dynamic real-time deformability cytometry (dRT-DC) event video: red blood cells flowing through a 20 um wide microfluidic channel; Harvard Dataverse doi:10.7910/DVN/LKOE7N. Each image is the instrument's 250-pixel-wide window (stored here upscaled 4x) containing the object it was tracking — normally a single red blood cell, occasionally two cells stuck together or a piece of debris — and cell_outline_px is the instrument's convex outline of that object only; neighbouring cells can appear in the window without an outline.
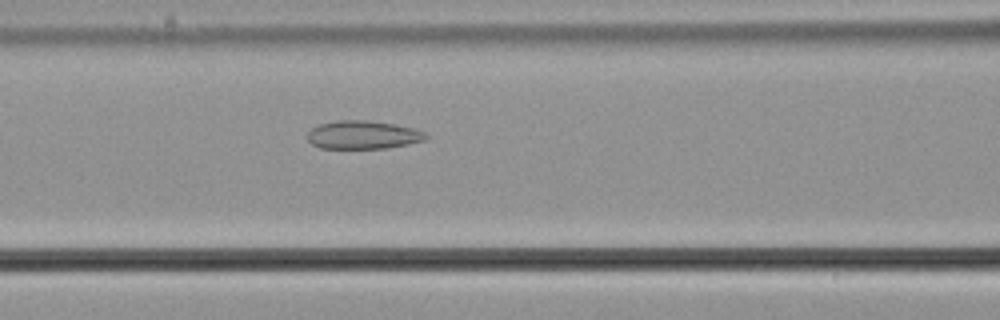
{"species": "common noctule bat (a hibernating species)", "species_latin": "Nyctalus noctula", "temperature_condition": "cold", "stored_images_in_passage": 35, "camera_frame_rate_fps": 3000, "um_per_image_px": 0.085, "animal": {"sex": "male", "body_mass_g": 21.5, "forearm_length_mm": 52.0}, "frame": {"image": 1, "passage_image": 11, "time_ms": 3.333, "image_size_px": [1000, 320], "cell_outline_px": [[428, 136], [424, 140], [408, 144], [388, 148], [320, 148], [312, 144], [308, 140], [308, 132], [312, 128], [320, 124], [336, 120], [368, 120], [416, 128], [424, 132]], "centroid_in_image_um": [30.86, 11.46], "position_along_channel_um": 135.7, "area_um2": 19.48}}
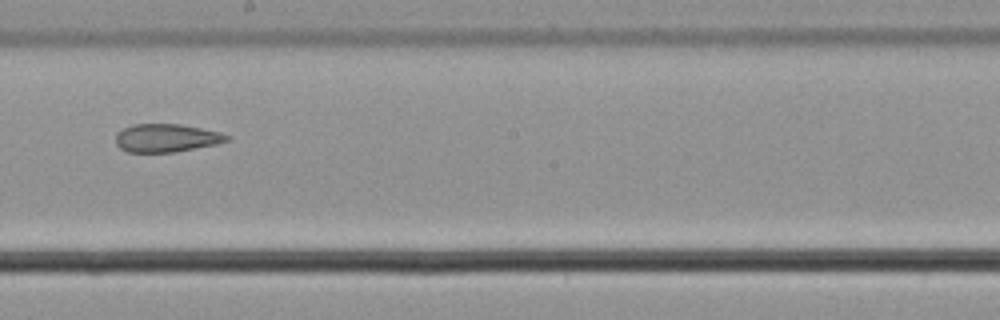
{"frame": {"image": 2, "passage_image": 19, "time_ms": 6.0, "image_size_px": [1000, 320], "cell_outline_px": [[232, 136], [228, 140], [216, 144], [172, 152], [128, 152], [120, 148], [116, 144], [116, 132], [132, 124], [180, 124], [220, 132]], "centroid_in_image_um": [14.12, 11.72], "position_along_channel_um": 234.1, "area_um2": 18.15}}
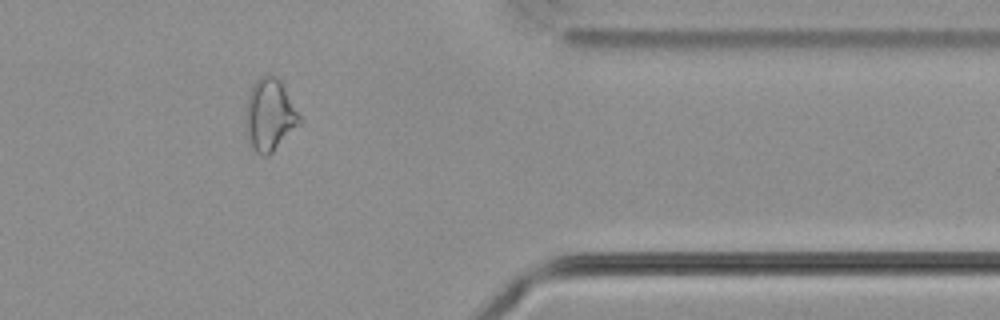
{"frame": {"image": 3, "passage_image": 33, "time_ms": 10.667, "image_size_px": [1000, 320], "cell_outline_px": [[300, 120], [272, 152], [268, 156], [260, 156], [252, 148], [248, 140], [244, 116], [248, 96], [256, 80], [260, 76], [268, 72], [276, 76], [280, 80], [300, 116]], "centroid_in_image_um": [22.86, 9.74], "position_along_channel_um": 388.5, "area_um2": 22.25}, "authors_computed_cell_mechanics": {"area_um2": 19.5942, "velocity_mm_per_s": 3.6924, "shape_relaxation_time_tau1_ms": null, "shape_relaxation_time_tau2_ms": 3.3109, "deformation_change_tau1": null, "deformation_change_tau2": 0.1129}}